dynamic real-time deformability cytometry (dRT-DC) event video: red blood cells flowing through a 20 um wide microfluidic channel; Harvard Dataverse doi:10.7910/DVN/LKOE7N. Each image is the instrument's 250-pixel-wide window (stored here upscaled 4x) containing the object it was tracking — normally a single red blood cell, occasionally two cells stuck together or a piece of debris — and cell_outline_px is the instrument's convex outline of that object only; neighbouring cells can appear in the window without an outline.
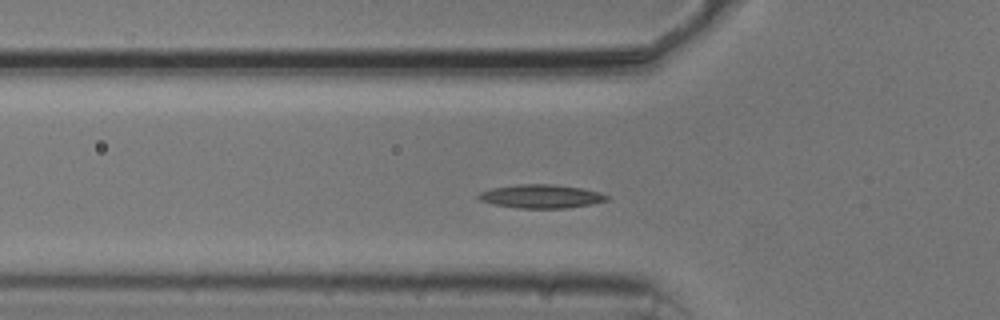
{"species": "common noctule bat (a hibernating species)", "species_latin": "Nyctalus noctula", "temperature_condition": "cold", "stored_images_in_passage": 49, "camera_frame_rate_fps": 3000, "um_per_image_px": 0.085, "animal": {"sex": "male", "body_mass_g": 20.5, "forearm_length_mm": 52.5}, "frame": {"image": 1, "passage_image": 12, "time_ms": 3.667, "image_size_px": [1000, 320], "cell_outline_px": [[608, 200], [592, 204], [568, 208], [516, 208], [492, 204], [480, 200], [476, 196], [480, 192], [492, 188], [520, 184], [556, 184], [580, 188], [600, 192], [608, 196]], "centroid_in_image_um": [45.99, 16.69], "position_along_channel_um": 79.8, "area_um2": 17.69}}
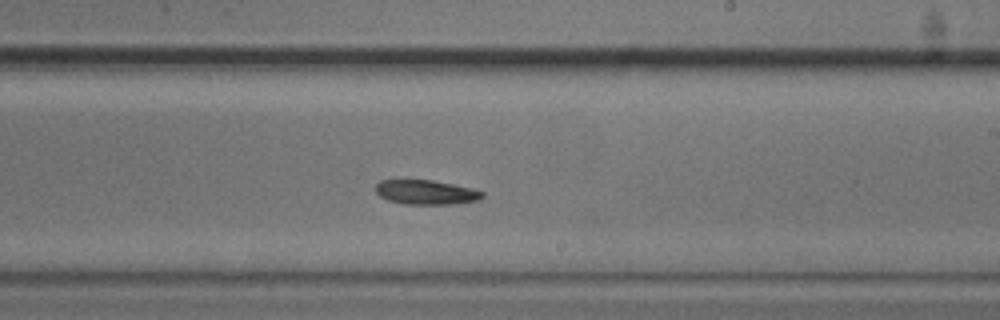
{"frame": {"image": 2, "passage_image": 26, "time_ms": 8.333, "image_size_px": [1000, 320], "cell_outline_px": [[484, 196], [480, 200], [452, 204], [404, 204], [388, 200], [380, 196], [376, 192], [376, 184], [380, 180], [432, 180], [472, 188], [484, 192]], "centroid_in_image_um": [36.23, 16.34], "position_along_channel_um": 252.8, "area_um2": 15.2}}
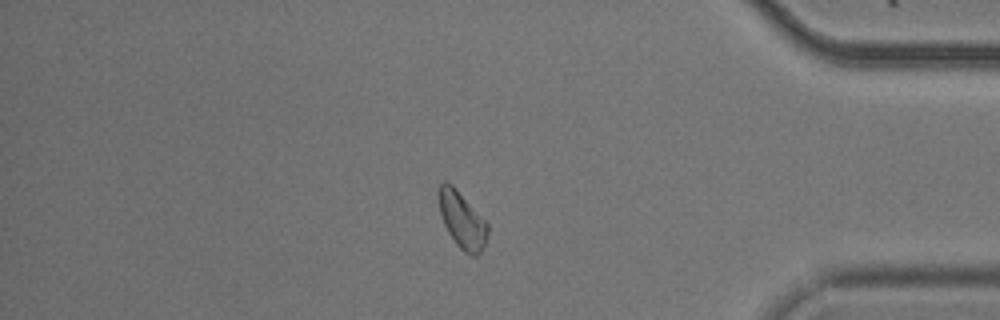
{"frame": {"image": 3, "passage_image": 40, "time_ms": 13.0, "image_size_px": [1000, 320], "cell_outline_px": [[488, 232], [484, 244], [480, 252], [476, 256], [472, 256], [464, 252], [456, 244], [448, 232], [444, 224], [440, 212], [436, 192], [440, 184], [444, 180], [452, 184], [488, 224]], "centroid_in_image_um": [39.23, 18.68], "position_along_channel_um": 396.0, "area_um2": 16.01}, "authors_computed_cell_mechanics": {"area_um2": 15.9528, "velocity_mm_per_s": 3.7023, "shape_relaxation_time_tau1_ms": null, "shape_relaxation_time_tau2_ms": 5.6578, "deformation_change_tau1": null, "deformation_change_tau2": 0.1058}}